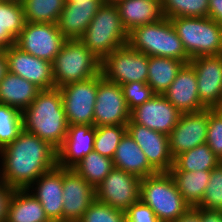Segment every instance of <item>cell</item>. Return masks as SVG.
Segmentation results:
<instances>
[{
  "mask_svg": "<svg viewBox=\"0 0 222 222\" xmlns=\"http://www.w3.org/2000/svg\"><path fill=\"white\" fill-rule=\"evenodd\" d=\"M94 125H68L67 135L57 150V166L73 168L90 152L94 151Z\"/></svg>",
  "mask_w": 222,
  "mask_h": 222,
  "instance_id": "44dd1931",
  "label": "cell"
},
{
  "mask_svg": "<svg viewBox=\"0 0 222 222\" xmlns=\"http://www.w3.org/2000/svg\"><path fill=\"white\" fill-rule=\"evenodd\" d=\"M132 49L147 56L175 58L185 64L190 58L177 35L171 20L162 19L138 26L128 33V43Z\"/></svg>",
  "mask_w": 222,
  "mask_h": 222,
  "instance_id": "3957f363",
  "label": "cell"
},
{
  "mask_svg": "<svg viewBox=\"0 0 222 222\" xmlns=\"http://www.w3.org/2000/svg\"><path fill=\"white\" fill-rule=\"evenodd\" d=\"M208 120L209 108L181 114L178 124L168 135L169 149L173 158L206 143Z\"/></svg>",
  "mask_w": 222,
  "mask_h": 222,
  "instance_id": "9a60e30c",
  "label": "cell"
},
{
  "mask_svg": "<svg viewBox=\"0 0 222 222\" xmlns=\"http://www.w3.org/2000/svg\"><path fill=\"white\" fill-rule=\"evenodd\" d=\"M8 71L32 82L40 90L55 88L52 63L12 45L4 49Z\"/></svg>",
  "mask_w": 222,
  "mask_h": 222,
  "instance_id": "5bb4252c",
  "label": "cell"
},
{
  "mask_svg": "<svg viewBox=\"0 0 222 222\" xmlns=\"http://www.w3.org/2000/svg\"><path fill=\"white\" fill-rule=\"evenodd\" d=\"M200 222H222V211L200 208Z\"/></svg>",
  "mask_w": 222,
  "mask_h": 222,
  "instance_id": "ee69618b",
  "label": "cell"
},
{
  "mask_svg": "<svg viewBox=\"0 0 222 222\" xmlns=\"http://www.w3.org/2000/svg\"><path fill=\"white\" fill-rule=\"evenodd\" d=\"M55 88L86 80L101 73L98 59L79 39L66 40L52 62Z\"/></svg>",
  "mask_w": 222,
  "mask_h": 222,
  "instance_id": "8992f818",
  "label": "cell"
},
{
  "mask_svg": "<svg viewBox=\"0 0 222 222\" xmlns=\"http://www.w3.org/2000/svg\"><path fill=\"white\" fill-rule=\"evenodd\" d=\"M129 120L130 110L125 102L121 86L103 77L98 82L93 125L95 127L127 125Z\"/></svg>",
  "mask_w": 222,
  "mask_h": 222,
  "instance_id": "7c38bea8",
  "label": "cell"
},
{
  "mask_svg": "<svg viewBox=\"0 0 222 222\" xmlns=\"http://www.w3.org/2000/svg\"><path fill=\"white\" fill-rule=\"evenodd\" d=\"M79 40L101 61L127 45L128 33L121 23L117 5L103 2Z\"/></svg>",
  "mask_w": 222,
  "mask_h": 222,
  "instance_id": "277c9868",
  "label": "cell"
},
{
  "mask_svg": "<svg viewBox=\"0 0 222 222\" xmlns=\"http://www.w3.org/2000/svg\"><path fill=\"white\" fill-rule=\"evenodd\" d=\"M102 4L103 0L66 3L57 22L58 29L67 40L80 39Z\"/></svg>",
  "mask_w": 222,
  "mask_h": 222,
  "instance_id": "7402d4cb",
  "label": "cell"
},
{
  "mask_svg": "<svg viewBox=\"0 0 222 222\" xmlns=\"http://www.w3.org/2000/svg\"><path fill=\"white\" fill-rule=\"evenodd\" d=\"M13 190L0 180V222L6 221L8 204Z\"/></svg>",
  "mask_w": 222,
  "mask_h": 222,
  "instance_id": "60d3db41",
  "label": "cell"
},
{
  "mask_svg": "<svg viewBox=\"0 0 222 222\" xmlns=\"http://www.w3.org/2000/svg\"><path fill=\"white\" fill-rule=\"evenodd\" d=\"M9 1H13V2H17V3H23L25 0H9Z\"/></svg>",
  "mask_w": 222,
  "mask_h": 222,
  "instance_id": "c3c4849f",
  "label": "cell"
},
{
  "mask_svg": "<svg viewBox=\"0 0 222 222\" xmlns=\"http://www.w3.org/2000/svg\"><path fill=\"white\" fill-rule=\"evenodd\" d=\"M206 144L222 161V111L209 108Z\"/></svg>",
  "mask_w": 222,
  "mask_h": 222,
  "instance_id": "74e56055",
  "label": "cell"
},
{
  "mask_svg": "<svg viewBox=\"0 0 222 222\" xmlns=\"http://www.w3.org/2000/svg\"><path fill=\"white\" fill-rule=\"evenodd\" d=\"M140 182L138 176L114 167L95 189L96 200L125 212L140 200Z\"/></svg>",
  "mask_w": 222,
  "mask_h": 222,
  "instance_id": "8fae6325",
  "label": "cell"
},
{
  "mask_svg": "<svg viewBox=\"0 0 222 222\" xmlns=\"http://www.w3.org/2000/svg\"><path fill=\"white\" fill-rule=\"evenodd\" d=\"M120 86L130 111L155 95L152 88L145 82H129Z\"/></svg>",
  "mask_w": 222,
  "mask_h": 222,
  "instance_id": "f35d334b",
  "label": "cell"
},
{
  "mask_svg": "<svg viewBox=\"0 0 222 222\" xmlns=\"http://www.w3.org/2000/svg\"><path fill=\"white\" fill-rule=\"evenodd\" d=\"M101 73L106 80L119 85L129 82L147 83L148 56L128 44L124 45L101 61Z\"/></svg>",
  "mask_w": 222,
  "mask_h": 222,
  "instance_id": "ba28073f",
  "label": "cell"
},
{
  "mask_svg": "<svg viewBox=\"0 0 222 222\" xmlns=\"http://www.w3.org/2000/svg\"><path fill=\"white\" fill-rule=\"evenodd\" d=\"M73 169L96 189L114 169L113 159L92 151L78 162Z\"/></svg>",
  "mask_w": 222,
  "mask_h": 222,
  "instance_id": "4dcf8cb0",
  "label": "cell"
},
{
  "mask_svg": "<svg viewBox=\"0 0 222 222\" xmlns=\"http://www.w3.org/2000/svg\"><path fill=\"white\" fill-rule=\"evenodd\" d=\"M184 64L175 58L148 56L147 84L155 94L163 95Z\"/></svg>",
  "mask_w": 222,
  "mask_h": 222,
  "instance_id": "f1b7e54d",
  "label": "cell"
},
{
  "mask_svg": "<svg viewBox=\"0 0 222 222\" xmlns=\"http://www.w3.org/2000/svg\"><path fill=\"white\" fill-rule=\"evenodd\" d=\"M114 167L139 178L158 173L148 162L145 153L131 135L126 132L117 146L113 157Z\"/></svg>",
  "mask_w": 222,
  "mask_h": 222,
  "instance_id": "cb8c5ba5",
  "label": "cell"
},
{
  "mask_svg": "<svg viewBox=\"0 0 222 222\" xmlns=\"http://www.w3.org/2000/svg\"><path fill=\"white\" fill-rule=\"evenodd\" d=\"M0 155V180L13 189H28L42 174L57 166V150L25 130L0 149Z\"/></svg>",
  "mask_w": 222,
  "mask_h": 222,
  "instance_id": "6da1fadb",
  "label": "cell"
},
{
  "mask_svg": "<svg viewBox=\"0 0 222 222\" xmlns=\"http://www.w3.org/2000/svg\"><path fill=\"white\" fill-rule=\"evenodd\" d=\"M63 200V222H78L96 200V191L73 168H63Z\"/></svg>",
  "mask_w": 222,
  "mask_h": 222,
  "instance_id": "e0dca14e",
  "label": "cell"
},
{
  "mask_svg": "<svg viewBox=\"0 0 222 222\" xmlns=\"http://www.w3.org/2000/svg\"><path fill=\"white\" fill-rule=\"evenodd\" d=\"M66 40L55 23L26 22L15 40V46L52 63Z\"/></svg>",
  "mask_w": 222,
  "mask_h": 222,
  "instance_id": "30bf717a",
  "label": "cell"
},
{
  "mask_svg": "<svg viewBox=\"0 0 222 222\" xmlns=\"http://www.w3.org/2000/svg\"><path fill=\"white\" fill-rule=\"evenodd\" d=\"M126 126L127 132L145 153L149 164L157 172H169L174 158L169 149L168 136L134 123L131 119Z\"/></svg>",
  "mask_w": 222,
  "mask_h": 222,
  "instance_id": "ac0fdd59",
  "label": "cell"
},
{
  "mask_svg": "<svg viewBox=\"0 0 222 222\" xmlns=\"http://www.w3.org/2000/svg\"><path fill=\"white\" fill-rule=\"evenodd\" d=\"M163 95L182 114L194 113L206 109L200 101L197 76L190 63L182 66L175 80Z\"/></svg>",
  "mask_w": 222,
  "mask_h": 222,
  "instance_id": "ffe728a7",
  "label": "cell"
},
{
  "mask_svg": "<svg viewBox=\"0 0 222 222\" xmlns=\"http://www.w3.org/2000/svg\"><path fill=\"white\" fill-rule=\"evenodd\" d=\"M65 0H25V20L30 23H55L65 7Z\"/></svg>",
  "mask_w": 222,
  "mask_h": 222,
  "instance_id": "1f68e13d",
  "label": "cell"
},
{
  "mask_svg": "<svg viewBox=\"0 0 222 222\" xmlns=\"http://www.w3.org/2000/svg\"><path fill=\"white\" fill-rule=\"evenodd\" d=\"M23 130L58 150L67 135L68 122L59 88L41 90L22 111Z\"/></svg>",
  "mask_w": 222,
  "mask_h": 222,
  "instance_id": "7a4b0ae2",
  "label": "cell"
},
{
  "mask_svg": "<svg viewBox=\"0 0 222 222\" xmlns=\"http://www.w3.org/2000/svg\"><path fill=\"white\" fill-rule=\"evenodd\" d=\"M140 200L151 208L161 222L176 221L190 208L169 172L141 178Z\"/></svg>",
  "mask_w": 222,
  "mask_h": 222,
  "instance_id": "5b68a950",
  "label": "cell"
},
{
  "mask_svg": "<svg viewBox=\"0 0 222 222\" xmlns=\"http://www.w3.org/2000/svg\"><path fill=\"white\" fill-rule=\"evenodd\" d=\"M118 1L120 0H103L104 3H112V4H116Z\"/></svg>",
  "mask_w": 222,
  "mask_h": 222,
  "instance_id": "bcb514c9",
  "label": "cell"
},
{
  "mask_svg": "<svg viewBox=\"0 0 222 222\" xmlns=\"http://www.w3.org/2000/svg\"><path fill=\"white\" fill-rule=\"evenodd\" d=\"M126 222H161L151 208L141 200L133 203L126 211Z\"/></svg>",
  "mask_w": 222,
  "mask_h": 222,
  "instance_id": "ab89813d",
  "label": "cell"
},
{
  "mask_svg": "<svg viewBox=\"0 0 222 222\" xmlns=\"http://www.w3.org/2000/svg\"><path fill=\"white\" fill-rule=\"evenodd\" d=\"M8 72L6 54L4 50H0V82Z\"/></svg>",
  "mask_w": 222,
  "mask_h": 222,
  "instance_id": "f6af8a7d",
  "label": "cell"
},
{
  "mask_svg": "<svg viewBox=\"0 0 222 222\" xmlns=\"http://www.w3.org/2000/svg\"><path fill=\"white\" fill-rule=\"evenodd\" d=\"M197 207L222 211V161L211 170L204 197Z\"/></svg>",
  "mask_w": 222,
  "mask_h": 222,
  "instance_id": "d590c367",
  "label": "cell"
},
{
  "mask_svg": "<svg viewBox=\"0 0 222 222\" xmlns=\"http://www.w3.org/2000/svg\"><path fill=\"white\" fill-rule=\"evenodd\" d=\"M181 112L161 94H155L150 100L130 111V119L165 135L178 124Z\"/></svg>",
  "mask_w": 222,
  "mask_h": 222,
  "instance_id": "2e32d148",
  "label": "cell"
},
{
  "mask_svg": "<svg viewBox=\"0 0 222 222\" xmlns=\"http://www.w3.org/2000/svg\"><path fill=\"white\" fill-rule=\"evenodd\" d=\"M29 192V193H28ZM5 222H51L30 189H14Z\"/></svg>",
  "mask_w": 222,
  "mask_h": 222,
  "instance_id": "d4e9b609",
  "label": "cell"
},
{
  "mask_svg": "<svg viewBox=\"0 0 222 222\" xmlns=\"http://www.w3.org/2000/svg\"><path fill=\"white\" fill-rule=\"evenodd\" d=\"M208 17L215 20L222 27V0H208Z\"/></svg>",
  "mask_w": 222,
  "mask_h": 222,
  "instance_id": "b9f144b4",
  "label": "cell"
},
{
  "mask_svg": "<svg viewBox=\"0 0 222 222\" xmlns=\"http://www.w3.org/2000/svg\"><path fill=\"white\" fill-rule=\"evenodd\" d=\"M164 17H208V0H161Z\"/></svg>",
  "mask_w": 222,
  "mask_h": 222,
  "instance_id": "d6a6232c",
  "label": "cell"
},
{
  "mask_svg": "<svg viewBox=\"0 0 222 222\" xmlns=\"http://www.w3.org/2000/svg\"><path fill=\"white\" fill-rule=\"evenodd\" d=\"M78 222H126L125 212L95 200Z\"/></svg>",
  "mask_w": 222,
  "mask_h": 222,
  "instance_id": "8d00e7d4",
  "label": "cell"
},
{
  "mask_svg": "<svg viewBox=\"0 0 222 222\" xmlns=\"http://www.w3.org/2000/svg\"><path fill=\"white\" fill-rule=\"evenodd\" d=\"M102 73L59 88L68 125H93L94 105Z\"/></svg>",
  "mask_w": 222,
  "mask_h": 222,
  "instance_id": "9c48e42d",
  "label": "cell"
},
{
  "mask_svg": "<svg viewBox=\"0 0 222 222\" xmlns=\"http://www.w3.org/2000/svg\"><path fill=\"white\" fill-rule=\"evenodd\" d=\"M197 76L198 95L206 108L222 107V54L199 56L189 62Z\"/></svg>",
  "mask_w": 222,
  "mask_h": 222,
  "instance_id": "4fadbf2b",
  "label": "cell"
},
{
  "mask_svg": "<svg viewBox=\"0 0 222 222\" xmlns=\"http://www.w3.org/2000/svg\"><path fill=\"white\" fill-rule=\"evenodd\" d=\"M78 0H65V3H76Z\"/></svg>",
  "mask_w": 222,
  "mask_h": 222,
  "instance_id": "7dc6e473",
  "label": "cell"
},
{
  "mask_svg": "<svg viewBox=\"0 0 222 222\" xmlns=\"http://www.w3.org/2000/svg\"><path fill=\"white\" fill-rule=\"evenodd\" d=\"M116 5L127 33L138 26L156 22L164 17L161 0H120Z\"/></svg>",
  "mask_w": 222,
  "mask_h": 222,
  "instance_id": "603a6c76",
  "label": "cell"
},
{
  "mask_svg": "<svg viewBox=\"0 0 222 222\" xmlns=\"http://www.w3.org/2000/svg\"><path fill=\"white\" fill-rule=\"evenodd\" d=\"M126 132V125L95 127L94 151L113 159L117 146Z\"/></svg>",
  "mask_w": 222,
  "mask_h": 222,
  "instance_id": "836d02e7",
  "label": "cell"
},
{
  "mask_svg": "<svg viewBox=\"0 0 222 222\" xmlns=\"http://www.w3.org/2000/svg\"><path fill=\"white\" fill-rule=\"evenodd\" d=\"M26 23L21 3L0 2V50L15 45V40Z\"/></svg>",
  "mask_w": 222,
  "mask_h": 222,
  "instance_id": "83f0119b",
  "label": "cell"
},
{
  "mask_svg": "<svg viewBox=\"0 0 222 222\" xmlns=\"http://www.w3.org/2000/svg\"><path fill=\"white\" fill-rule=\"evenodd\" d=\"M171 23L190 59L222 54V27L209 17H174Z\"/></svg>",
  "mask_w": 222,
  "mask_h": 222,
  "instance_id": "52a82bcc",
  "label": "cell"
},
{
  "mask_svg": "<svg viewBox=\"0 0 222 222\" xmlns=\"http://www.w3.org/2000/svg\"><path fill=\"white\" fill-rule=\"evenodd\" d=\"M220 162L221 160L205 143L177 155L169 171L212 170Z\"/></svg>",
  "mask_w": 222,
  "mask_h": 222,
  "instance_id": "f546056e",
  "label": "cell"
},
{
  "mask_svg": "<svg viewBox=\"0 0 222 222\" xmlns=\"http://www.w3.org/2000/svg\"><path fill=\"white\" fill-rule=\"evenodd\" d=\"M178 191L190 207H197L204 197L211 170L169 171Z\"/></svg>",
  "mask_w": 222,
  "mask_h": 222,
  "instance_id": "4316f807",
  "label": "cell"
},
{
  "mask_svg": "<svg viewBox=\"0 0 222 222\" xmlns=\"http://www.w3.org/2000/svg\"><path fill=\"white\" fill-rule=\"evenodd\" d=\"M34 184L35 188L32 187ZM30 188L31 194L41 203L48 219L51 222H63V168L56 166L42 174L28 189Z\"/></svg>",
  "mask_w": 222,
  "mask_h": 222,
  "instance_id": "d6986e66",
  "label": "cell"
},
{
  "mask_svg": "<svg viewBox=\"0 0 222 222\" xmlns=\"http://www.w3.org/2000/svg\"><path fill=\"white\" fill-rule=\"evenodd\" d=\"M173 222H200V208L190 207Z\"/></svg>",
  "mask_w": 222,
  "mask_h": 222,
  "instance_id": "7bdbcfd3",
  "label": "cell"
},
{
  "mask_svg": "<svg viewBox=\"0 0 222 222\" xmlns=\"http://www.w3.org/2000/svg\"><path fill=\"white\" fill-rule=\"evenodd\" d=\"M40 91L32 82L8 71L0 82V103L23 111Z\"/></svg>",
  "mask_w": 222,
  "mask_h": 222,
  "instance_id": "484cf974",
  "label": "cell"
},
{
  "mask_svg": "<svg viewBox=\"0 0 222 222\" xmlns=\"http://www.w3.org/2000/svg\"><path fill=\"white\" fill-rule=\"evenodd\" d=\"M22 130V111L0 103V149L12 143Z\"/></svg>",
  "mask_w": 222,
  "mask_h": 222,
  "instance_id": "e575fe53",
  "label": "cell"
}]
</instances>
